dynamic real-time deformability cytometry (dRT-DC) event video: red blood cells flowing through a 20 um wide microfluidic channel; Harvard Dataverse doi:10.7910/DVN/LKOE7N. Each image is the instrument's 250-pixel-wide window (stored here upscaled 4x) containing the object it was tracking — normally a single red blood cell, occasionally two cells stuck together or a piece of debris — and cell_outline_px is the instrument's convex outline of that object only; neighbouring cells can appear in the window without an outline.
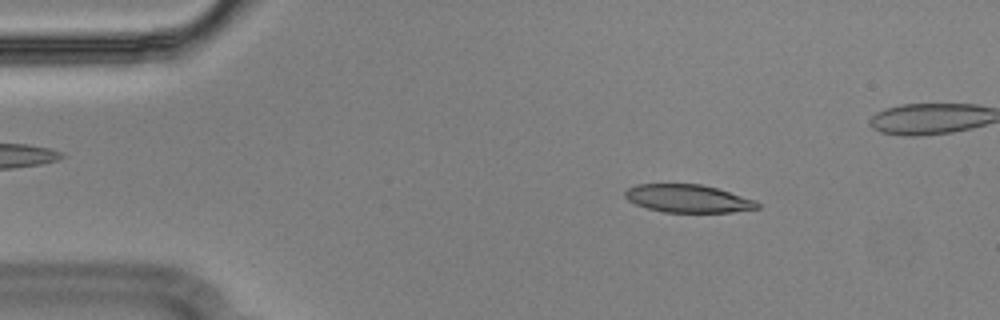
{"species": "Egyptian fruit bat (a non-hibernating species)", "species_latin": "Rousettus aegyptiacus", "temperature_condition": "cold", "stored_images_in_passage": 53, "camera_frame_rate_fps": 3000, "um_per_image_px": 0.085, "animal": {"sex": "male"}, "frame": {"image": 1, "passage_image": 6, "time_ms": 1.667, "image_size_px": [1000, 320], "cell_outline_px": [[760, 208], [732, 212], [664, 212], [648, 208], [636, 204], [628, 200], [624, 196], [624, 192], [628, 188], [636, 184], [700, 184], [716, 188], [756, 200], [760, 204]], "centroid_in_image_um": [58.48, 16.88], "position_along_channel_um": 26.5, "area_um2": 21.44}}
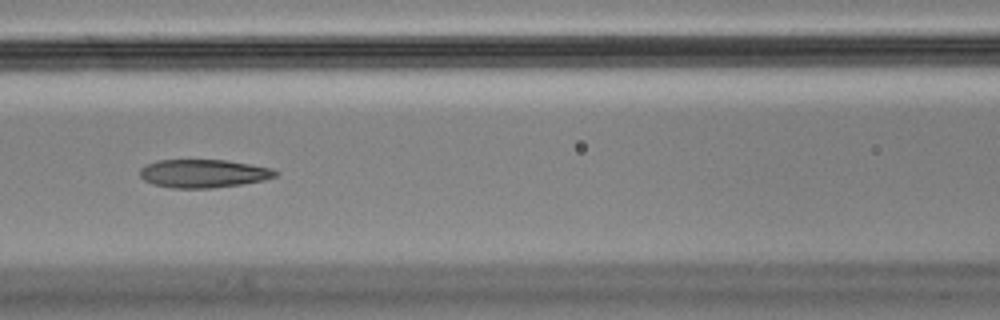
{"frame": {"image": 2, "passage_image": 21, "time_ms": 6.667, "image_size_px": [1000, 320], "cell_outline_px": [[280, 172], [276, 176], [264, 180], [240, 184], [212, 188], [172, 188], [152, 184], [144, 180], [140, 176], [140, 168], [156, 160], [228, 160], [272, 168]], "centroid_in_image_um": [17.3, 14.74], "position_along_channel_um": 149.3, "area_um2": 22.37}}
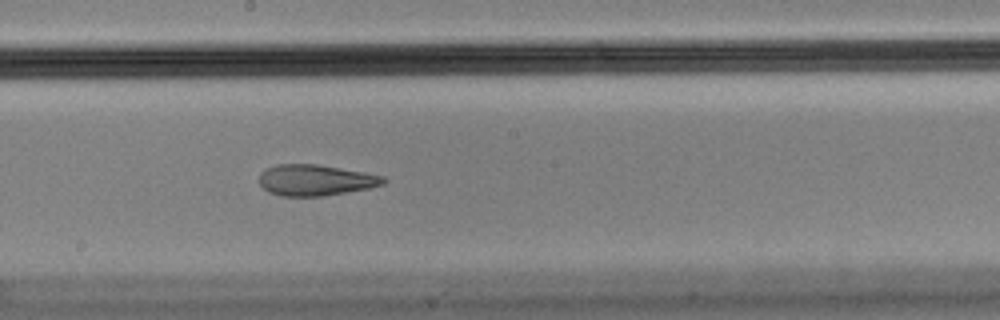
{"frame": {"image": 3, "passage_image": 27, "time_ms": 8.667, "image_size_px": [1000, 320], "cell_outline_px": [[388, 180], [384, 184], [368, 188], [324, 196], [280, 196], [268, 192], [260, 184], [260, 172], [264, 168], [276, 164], [316, 164], [364, 172], [384, 176]], "centroid_in_image_um": [26.8, 15.31], "position_along_channel_um": 221.4, "area_um2": 22.54}, "authors_computed_cell_mechanics": {"area_um2": 23.5246, "velocity_mm_per_s": 3.6086, "shape_relaxation_time_tau1_ms": null, "shape_relaxation_time_tau2_ms": 2.5551, "deformation_change_tau1": null, "deformation_change_tau2": 0.1049}}